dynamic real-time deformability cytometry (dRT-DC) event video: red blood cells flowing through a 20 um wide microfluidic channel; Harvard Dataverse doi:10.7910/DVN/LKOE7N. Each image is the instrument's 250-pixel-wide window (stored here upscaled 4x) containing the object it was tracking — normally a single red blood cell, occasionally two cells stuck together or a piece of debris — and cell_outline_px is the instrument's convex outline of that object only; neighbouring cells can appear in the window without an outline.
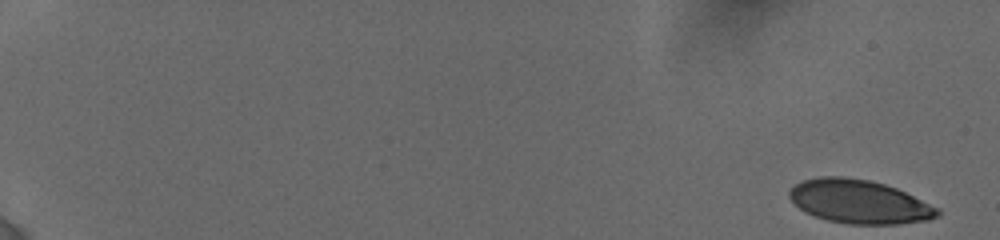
{"species": "human", "species_latin": "Homo sapiens", "temperature_condition": "cold", "stored_images_in_passage": 43, "camera_frame_rate_fps": 3000, "um_per_image_px": 0.085, "donor": {"sex": "female"}, "frame": {"image": 1, "passage_image": 1, "time_ms": 0.0, "image_size_px": [1000, 240], "cell_outline_px": [[940, 216], [928, 220], [896, 224], [848, 224], [828, 220], [804, 212], [788, 196], [788, 192], [796, 184], [804, 180], [820, 176], [844, 176], [868, 180], [884, 184], [896, 188], [940, 208]], "centroid_in_image_um": [73.06, 17.14], "position_along_channel_um": 11.9, "area_um2": 37.57}}
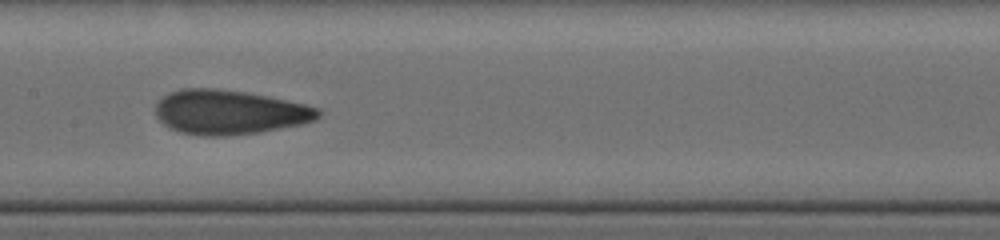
{"frame": {"image": 2, "passage_image": 24, "time_ms": 10.0, "image_size_px": [1000, 240], "cell_outline_px": [[324, 112], [316, 120], [304, 124], [260, 132], [228, 136], [200, 136], [180, 132], [168, 128], [156, 116], [156, 104], [168, 92], [180, 88], [216, 88], [244, 92], [304, 104], [320, 108]], "centroid_in_image_um": [19.5, 9.55], "position_along_channel_um": 187.9, "area_um2": 42.37}}
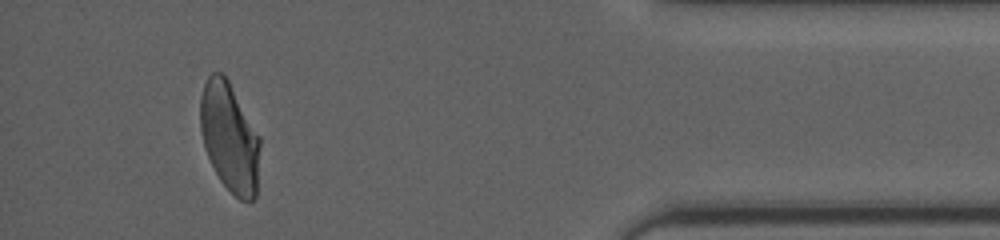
{"frame": {"image": 3, "passage_image": 41, "time_ms": 17.0, "image_size_px": [1000, 240], "cell_outline_px": [[260, 144], [256, 196], [252, 200], [240, 200], [220, 180], [208, 156], [204, 144], [200, 128], [200, 96], [204, 84], [208, 76], [212, 72], [224, 72], [260, 136]], "centroid_in_image_um": [19.51, 11.63], "position_along_channel_um": 415.7, "area_um2": 37.92}, "authors_computed_cell_mechanics": {"area_um2": 39.6508, "velocity_mm_per_s": 3.8357, "shape_relaxation_time_tau1_ms": 9.3136, "shape_relaxation_time_tau2_ms": 1.0416, "deformation_change_tau1": 0.2333, "deformation_change_tau2": 0.0466}}